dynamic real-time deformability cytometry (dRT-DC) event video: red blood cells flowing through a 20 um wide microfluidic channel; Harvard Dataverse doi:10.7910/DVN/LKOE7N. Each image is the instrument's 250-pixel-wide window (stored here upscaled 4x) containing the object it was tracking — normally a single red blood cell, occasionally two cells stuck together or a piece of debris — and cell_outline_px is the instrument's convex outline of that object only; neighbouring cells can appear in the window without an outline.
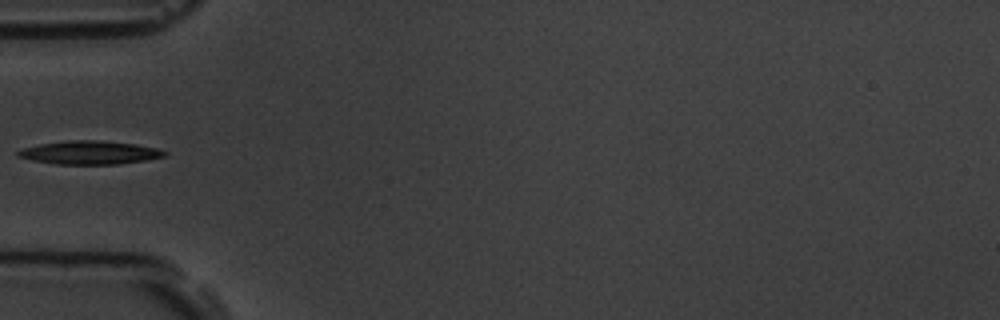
{"species": "common noctule bat (a hibernating species)", "species_latin": "Nyctalus noctula", "temperature_condition": "room temperature", "stored_images_in_passage": 6, "camera_frame_rate_fps": 3000, "um_per_image_px": 0.085, "animal": {"sex": "male", "body_mass_g": 19.5, "forearm_length_mm": 54.6}, "frame": {"image": 1, "passage_image": 5, "time_ms": 4.667, "image_size_px": [1000, 320], "cell_outline_px": [[168, 152], [164, 156], [148, 160], [120, 164], [56, 164], [32, 160], [16, 156], [16, 152], [24, 148], [40, 144], [68, 140], [96, 140], [136, 144], [156, 148]], "centroid_in_image_um": [7.63, 12.97], "position_along_channel_um": 77.4, "area_um2": 19.94}}
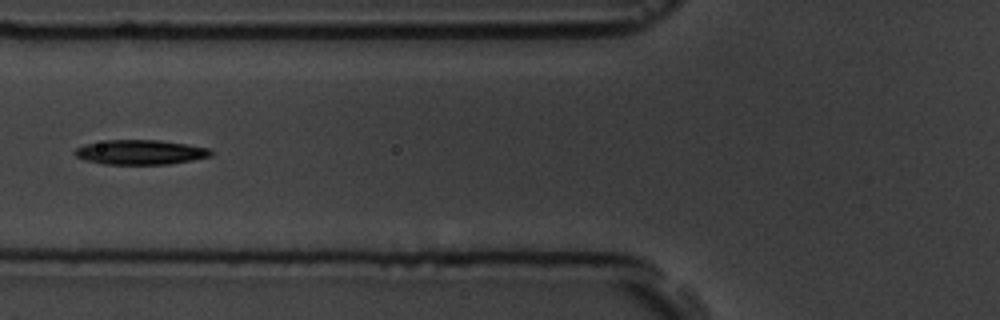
{"frame": {"image": 2, "passage_image": 6, "time_ms": 5.667, "image_size_px": [1000, 320], "cell_outline_px": [[212, 156], [192, 160], [168, 164], [104, 164], [84, 160], [76, 156], [72, 152], [76, 148], [84, 144], [108, 140], [160, 140], [208, 148], [212, 152]], "centroid_in_image_um": [11.89, 12.94], "position_along_channel_um": 113.9, "area_um2": 19.48}}